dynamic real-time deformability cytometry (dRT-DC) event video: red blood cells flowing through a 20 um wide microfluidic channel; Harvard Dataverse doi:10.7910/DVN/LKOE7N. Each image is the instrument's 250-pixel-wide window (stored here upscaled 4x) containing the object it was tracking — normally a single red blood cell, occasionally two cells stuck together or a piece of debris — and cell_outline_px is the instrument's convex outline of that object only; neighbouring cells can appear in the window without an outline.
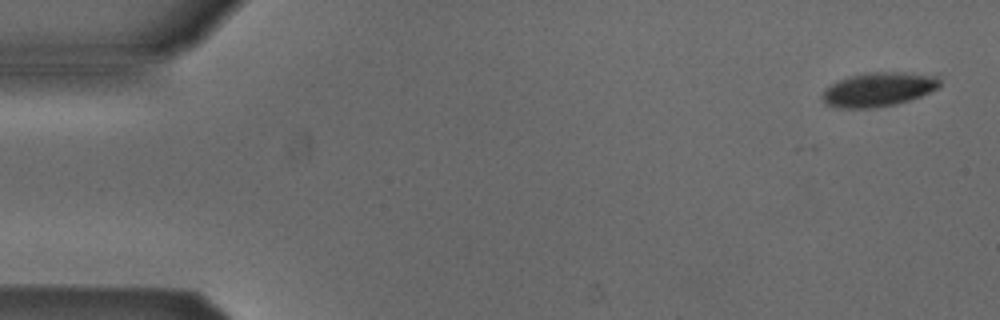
{"species": "Egyptian fruit bat (a non-hibernating species)", "species_latin": "Rousettus aegyptiacus", "temperature_condition": "cold", "stored_images_in_passage": 5, "segment_of_instrument_passage": [1, 2], "camera_frame_rate_fps": 3000, "um_per_image_px": 0.085, "animal": {"sex": "male"}, "frame": {"image": 1, "passage_image": 1, "time_ms": 0.0, "image_size_px": [1000, 320], "cell_outline_px": [[940, 88], [920, 96], [896, 104], [872, 108], [836, 108], [824, 104], [820, 96], [824, 88], [836, 80], [848, 76], [868, 72], [904, 72], [936, 76], [940, 80]], "centroid_in_image_um": [74.6, 7.6], "position_along_channel_um": 10.4, "area_um2": 23.7}}
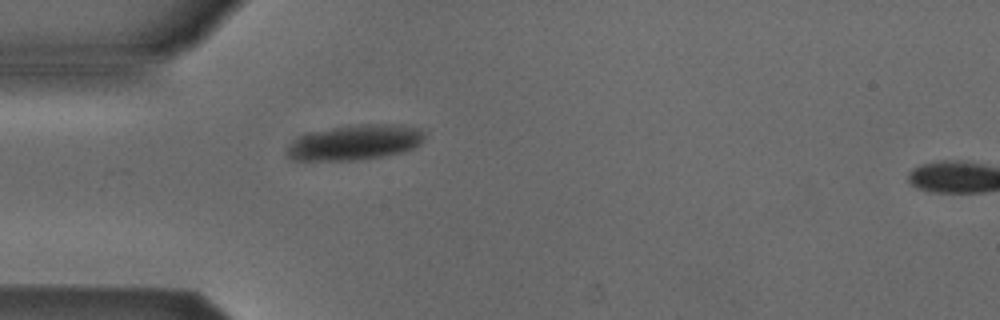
{"frame": {"image": 2, "passage_image": 4, "time_ms": 1.0, "image_size_px": [1000, 320], "cell_outline_px": [[424, 140], [420, 144], [412, 148], [400, 152], [380, 156], [352, 160], [300, 160], [288, 156], [288, 148], [300, 136], [308, 132], [348, 124], [400, 124], [420, 128], [424, 132]], "centroid_in_image_um": [30.22, 12.07], "position_along_channel_um": 54.8, "area_um2": 27.98}}